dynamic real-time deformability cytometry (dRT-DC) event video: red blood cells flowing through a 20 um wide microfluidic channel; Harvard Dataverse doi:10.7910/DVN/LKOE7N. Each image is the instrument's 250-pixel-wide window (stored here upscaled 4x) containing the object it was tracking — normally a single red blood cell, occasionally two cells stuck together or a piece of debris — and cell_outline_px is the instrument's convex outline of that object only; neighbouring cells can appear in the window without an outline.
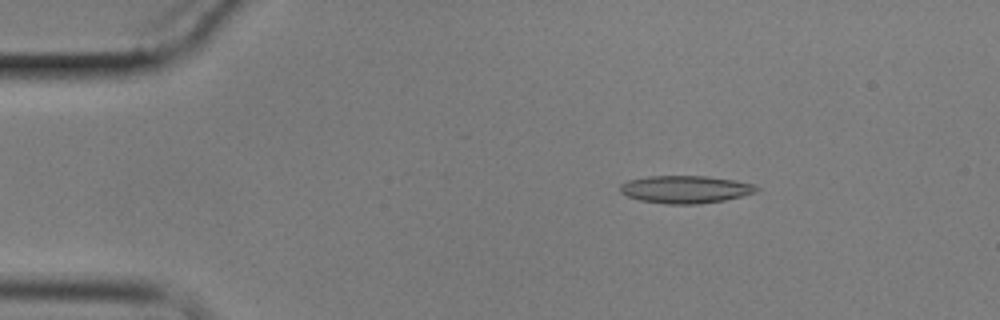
{"species": "common noctule bat (a hibernating species)", "species_latin": "Nyctalus noctula", "temperature_condition": "cold", "stored_images_in_passage": 5, "camera_frame_rate_fps": 3000, "um_per_image_px": 0.085, "animal": {"sex": "male", "body_mass_g": 17.9}, "frame": {"image": 1, "passage_image": 3, "time_ms": 2.333, "image_size_px": [1000, 320], "cell_outline_px": [[760, 188], [756, 192], [724, 200], [700, 204], [664, 204], [640, 200], [628, 196], [620, 192], [620, 184], [628, 180], [648, 176], [708, 176], [736, 180], [752, 184]], "centroid_in_image_um": [58.25, 16.09], "position_along_channel_um": 26.8, "area_um2": 21.96}}